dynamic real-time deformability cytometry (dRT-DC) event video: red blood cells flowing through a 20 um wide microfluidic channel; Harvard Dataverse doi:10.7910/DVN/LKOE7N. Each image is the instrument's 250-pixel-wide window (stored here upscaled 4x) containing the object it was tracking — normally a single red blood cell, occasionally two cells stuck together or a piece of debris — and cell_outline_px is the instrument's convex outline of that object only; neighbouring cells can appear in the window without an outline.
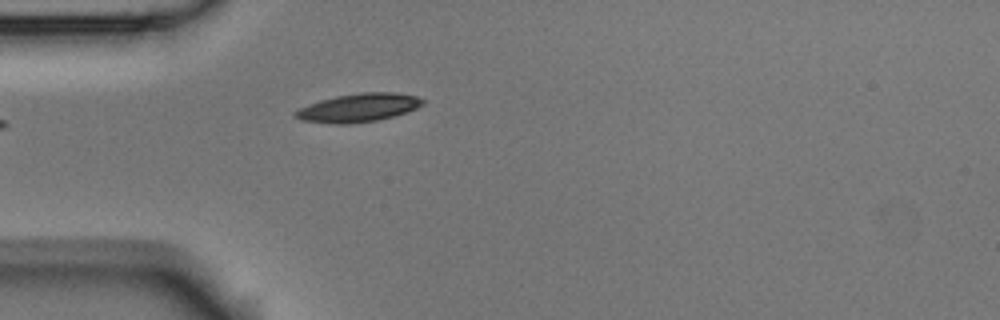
{"species": "Egyptian fruit bat (a non-hibernating species)", "species_latin": "Rousettus aegyptiacus", "temperature_condition": "room temperature", "stored_images_in_passage": 1, "camera_frame_rate_fps": 3000, "um_per_image_px": 0.085, "animal": {"sex": "male"}, "frame": {"image": 1, "passage_image": 1, "time_ms": 0.0, "image_size_px": [1000, 320], "cell_outline_px": [[424, 104], [416, 108], [392, 116], [376, 120], [348, 124], [332, 124], [300, 120], [292, 116], [292, 112], [308, 104], [320, 100], [336, 96], [360, 92], [396, 92], [416, 96], [424, 100]], "centroid_in_image_um": [30.41, 9.15], "position_along_channel_um": 54.6, "area_um2": 21.1}}